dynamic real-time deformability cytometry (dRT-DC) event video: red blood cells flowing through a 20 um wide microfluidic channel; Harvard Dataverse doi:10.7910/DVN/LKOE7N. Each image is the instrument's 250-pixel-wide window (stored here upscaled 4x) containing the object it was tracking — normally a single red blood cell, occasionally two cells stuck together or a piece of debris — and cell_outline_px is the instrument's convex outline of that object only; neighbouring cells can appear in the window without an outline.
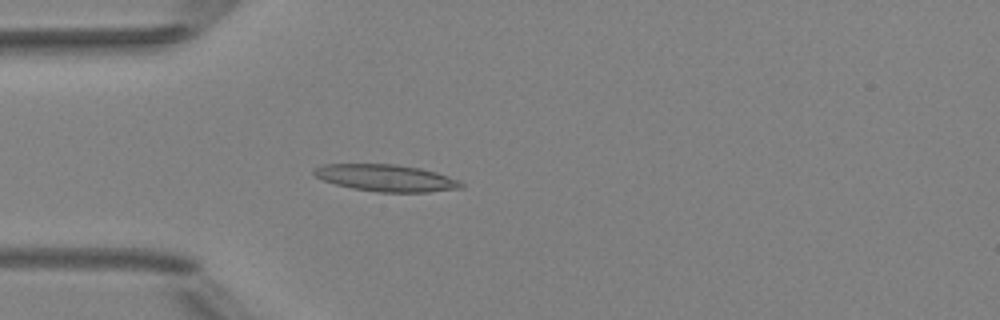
{"species": "Egyptian fruit bat (a non-hibernating species)", "species_latin": "Rousettus aegyptiacus", "temperature_condition": "room temperature", "stored_images_in_passage": 4, "camera_frame_rate_fps": 3000, "um_per_image_px": 0.085, "animal": {"sex": "female"}, "frame": {"image": 1, "passage_image": 4, "time_ms": 3.667, "image_size_px": [1000, 320], "cell_outline_px": [[464, 188], [428, 192], [380, 192], [352, 188], [336, 184], [324, 180], [316, 176], [312, 172], [312, 168], [324, 164], [396, 164], [420, 168], [436, 172], [460, 180], [464, 184]], "centroid_in_image_um": [32.84, 15.12], "position_along_channel_um": 52.2, "area_um2": 23.12}}